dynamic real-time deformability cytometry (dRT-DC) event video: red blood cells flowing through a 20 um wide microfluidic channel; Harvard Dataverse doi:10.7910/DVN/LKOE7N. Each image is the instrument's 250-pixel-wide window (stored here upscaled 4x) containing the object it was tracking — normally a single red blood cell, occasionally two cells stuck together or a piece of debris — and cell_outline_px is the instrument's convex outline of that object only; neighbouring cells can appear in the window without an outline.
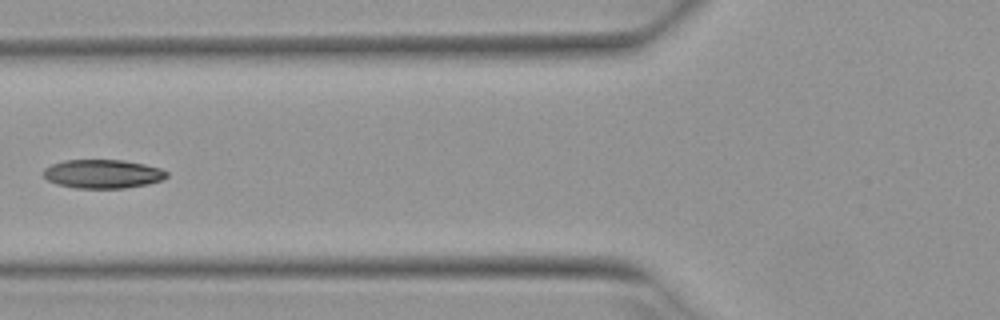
{"species": "Egyptian fruit bat (a non-hibernating species)", "species_latin": "Rousettus aegyptiacus", "temperature_condition": "warm", "stored_images_in_passage": 5, "camera_frame_rate_fps": 3000, "um_per_image_px": 0.085, "animal": {"sex": "female"}, "frame": {"image": 1, "passage_image": 4, "time_ms": 1.0, "image_size_px": [1000, 320], "cell_outline_px": [[168, 176], [160, 180], [148, 184], [124, 188], [76, 188], [56, 184], [48, 180], [40, 172], [44, 168], [52, 164], [64, 160], [124, 160], [144, 164], [160, 168], [168, 172]], "centroid_in_image_um": [8.7, 14.78], "position_along_channel_um": 117.1, "area_um2": 20.75}}
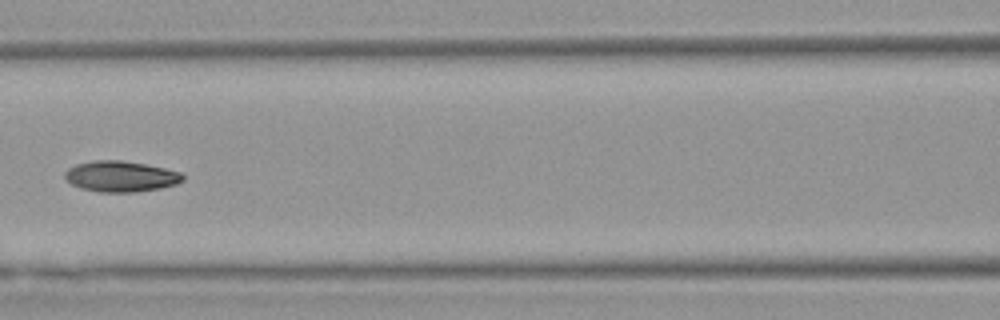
{"frame": {"image": 2, "passage_image": 5, "time_ms": 1.333, "image_size_px": [1000, 320], "cell_outline_px": [[184, 180], [176, 184], [160, 188], [136, 192], [100, 192], [80, 188], [72, 184], [64, 176], [64, 172], [68, 168], [76, 164], [92, 160], [120, 160], [144, 164], [164, 168], [180, 172], [184, 176]], "centroid_in_image_um": [10.25, 14.99], "position_along_channel_um": 156.4, "area_um2": 21.15}}